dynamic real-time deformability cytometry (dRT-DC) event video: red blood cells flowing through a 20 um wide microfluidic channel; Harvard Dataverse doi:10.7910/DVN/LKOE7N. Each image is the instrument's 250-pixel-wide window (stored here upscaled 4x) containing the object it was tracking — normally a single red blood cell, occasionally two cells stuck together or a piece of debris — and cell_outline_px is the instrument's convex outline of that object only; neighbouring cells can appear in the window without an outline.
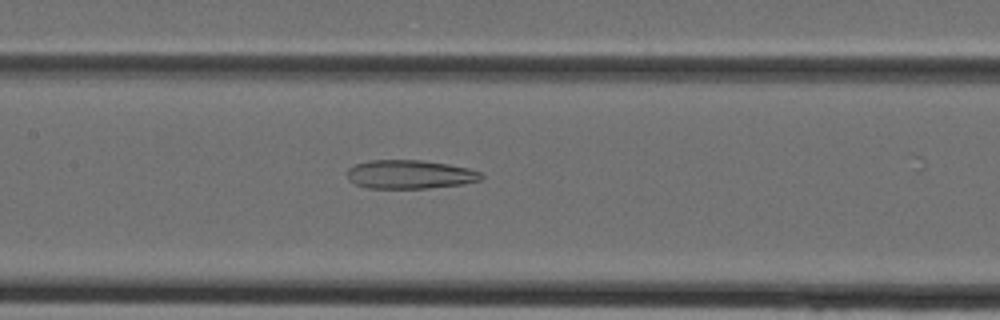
{"species": "Egyptian fruit bat (a non-hibernating species)", "species_latin": "Rousettus aegyptiacus", "temperature_condition": "cold", "stored_images_in_passage": 19, "camera_frame_rate_fps": 3000, "um_per_image_px": 0.085, "animal": {"sex": "female"}, "frame": {"image": 1, "passage_image": 7, "time_ms": 2.0, "image_size_px": [1000, 320], "cell_outline_px": [[484, 176], [480, 180], [464, 184], [428, 188], [368, 188], [356, 184], [348, 180], [348, 168], [356, 164], [368, 160], [420, 160], [448, 164], [468, 168], [480, 172]], "centroid_in_image_um": [34.84, 14.82], "position_along_channel_um": 172.6, "area_um2": 22.43}}
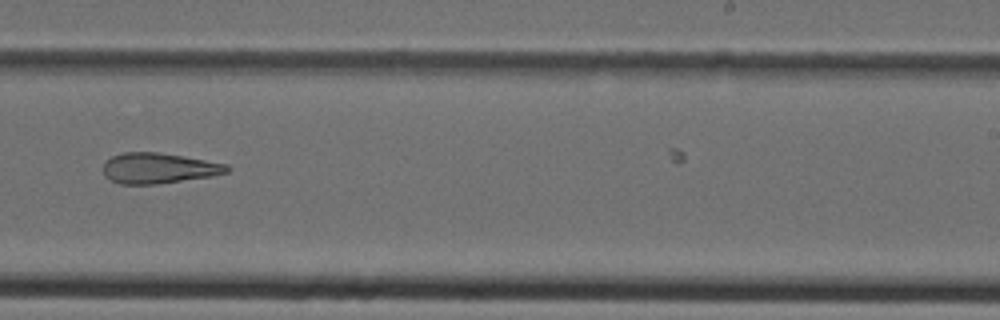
{"frame": {"image": 2, "passage_image": 13, "time_ms": 4.0, "image_size_px": [1000, 320], "cell_outline_px": [[228, 172], [212, 176], [156, 184], [120, 184], [104, 176], [104, 164], [112, 156], [124, 152], [160, 152], [184, 156], [228, 164]], "centroid_in_image_um": [13.49, 14.29], "position_along_channel_um": 275.5, "area_um2": 21.91}}
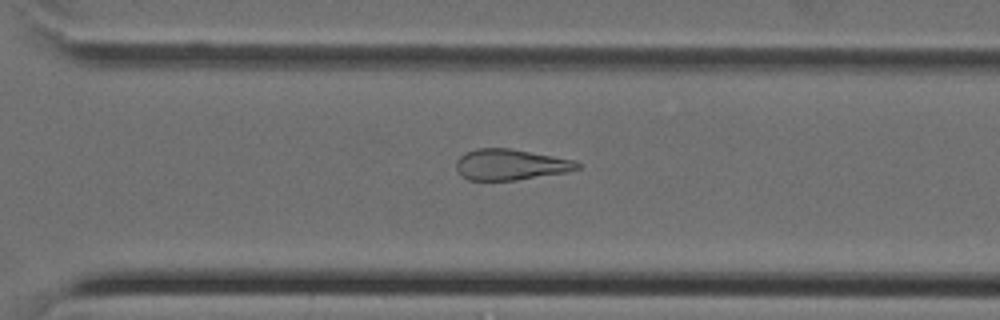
{"frame": {"image": 3, "passage_image": 16, "time_ms": 5.0, "image_size_px": [1000, 320], "cell_outline_px": [[580, 168], [568, 172], [516, 180], [468, 180], [460, 176], [456, 168], [456, 160], [464, 152], [476, 148], [512, 148], [576, 160], [580, 164]], "centroid_in_image_um": [43.39, 13.98], "position_along_channel_um": 327.2, "area_um2": 22.14}}